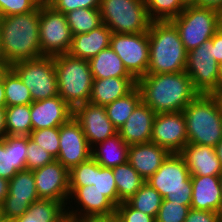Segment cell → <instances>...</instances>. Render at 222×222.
Segmentation results:
<instances>
[{
  "mask_svg": "<svg viewBox=\"0 0 222 222\" xmlns=\"http://www.w3.org/2000/svg\"><path fill=\"white\" fill-rule=\"evenodd\" d=\"M141 101V92L136 86L126 96L105 106L107 116L117 130L121 129Z\"/></svg>",
  "mask_w": 222,
  "mask_h": 222,
  "instance_id": "4dcf8cb0",
  "label": "cell"
},
{
  "mask_svg": "<svg viewBox=\"0 0 222 222\" xmlns=\"http://www.w3.org/2000/svg\"><path fill=\"white\" fill-rule=\"evenodd\" d=\"M112 171L118 192V205L130 199L146 182L128 162L113 167Z\"/></svg>",
  "mask_w": 222,
  "mask_h": 222,
  "instance_id": "f546056e",
  "label": "cell"
},
{
  "mask_svg": "<svg viewBox=\"0 0 222 222\" xmlns=\"http://www.w3.org/2000/svg\"><path fill=\"white\" fill-rule=\"evenodd\" d=\"M9 66L6 63H0V80L2 79L3 74L7 71Z\"/></svg>",
  "mask_w": 222,
  "mask_h": 222,
  "instance_id": "db71d44e",
  "label": "cell"
},
{
  "mask_svg": "<svg viewBox=\"0 0 222 222\" xmlns=\"http://www.w3.org/2000/svg\"><path fill=\"white\" fill-rule=\"evenodd\" d=\"M115 218L119 222H155V218L133 208L127 201L116 207Z\"/></svg>",
  "mask_w": 222,
  "mask_h": 222,
  "instance_id": "7bdbcfd3",
  "label": "cell"
},
{
  "mask_svg": "<svg viewBox=\"0 0 222 222\" xmlns=\"http://www.w3.org/2000/svg\"><path fill=\"white\" fill-rule=\"evenodd\" d=\"M155 116L156 113L141 101L118 130L120 137L128 145L150 142Z\"/></svg>",
  "mask_w": 222,
  "mask_h": 222,
  "instance_id": "603a6c76",
  "label": "cell"
},
{
  "mask_svg": "<svg viewBox=\"0 0 222 222\" xmlns=\"http://www.w3.org/2000/svg\"><path fill=\"white\" fill-rule=\"evenodd\" d=\"M220 184H221V190H222V174L220 175Z\"/></svg>",
  "mask_w": 222,
  "mask_h": 222,
  "instance_id": "94428289",
  "label": "cell"
},
{
  "mask_svg": "<svg viewBox=\"0 0 222 222\" xmlns=\"http://www.w3.org/2000/svg\"><path fill=\"white\" fill-rule=\"evenodd\" d=\"M10 68L28 87L33 101L44 100L58 95L54 57L42 56L14 63Z\"/></svg>",
  "mask_w": 222,
  "mask_h": 222,
  "instance_id": "30bf717a",
  "label": "cell"
},
{
  "mask_svg": "<svg viewBox=\"0 0 222 222\" xmlns=\"http://www.w3.org/2000/svg\"><path fill=\"white\" fill-rule=\"evenodd\" d=\"M129 145L119 133L92 147V158L102 167L113 168L124 164L128 159Z\"/></svg>",
  "mask_w": 222,
  "mask_h": 222,
  "instance_id": "4316f807",
  "label": "cell"
},
{
  "mask_svg": "<svg viewBox=\"0 0 222 222\" xmlns=\"http://www.w3.org/2000/svg\"><path fill=\"white\" fill-rule=\"evenodd\" d=\"M56 160L28 136L26 170H35Z\"/></svg>",
  "mask_w": 222,
  "mask_h": 222,
  "instance_id": "60d3db41",
  "label": "cell"
},
{
  "mask_svg": "<svg viewBox=\"0 0 222 222\" xmlns=\"http://www.w3.org/2000/svg\"><path fill=\"white\" fill-rule=\"evenodd\" d=\"M185 71L198 94L220 95L219 63L214 59L212 38L187 52Z\"/></svg>",
  "mask_w": 222,
  "mask_h": 222,
  "instance_id": "8fae6325",
  "label": "cell"
},
{
  "mask_svg": "<svg viewBox=\"0 0 222 222\" xmlns=\"http://www.w3.org/2000/svg\"><path fill=\"white\" fill-rule=\"evenodd\" d=\"M28 136L6 135L0 139V177L12 179L26 170Z\"/></svg>",
  "mask_w": 222,
  "mask_h": 222,
  "instance_id": "ffe728a7",
  "label": "cell"
},
{
  "mask_svg": "<svg viewBox=\"0 0 222 222\" xmlns=\"http://www.w3.org/2000/svg\"><path fill=\"white\" fill-rule=\"evenodd\" d=\"M171 153L159 145L148 142L129 145L127 162L147 181Z\"/></svg>",
  "mask_w": 222,
  "mask_h": 222,
  "instance_id": "44dd1931",
  "label": "cell"
},
{
  "mask_svg": "<svg viewBox=\"0 0 222 222\" xmlns=\"http://www.w3.org/2000/svg\"><path fill=\"white\" fill-rule=\"evenodd\" d=\"M185 222H220L219 213L190 209Z\"/></svg>",
  "mask_w": 222,
  "mask_h": 222,
  "instance_id": "f6af8a7d",
  "label": "cell"
},
{
  "mask_svg": "<svg viewBox=\"0 0 222 222\" xmlns=\"http://www.w3.org/2000/svg\"><path fill=\"white\" fill-rule=\"evenodd\" d=\"M5 87L3 79L0 80V108H6Z\"/></svg>",
  "mask_w": 222,
  "mask_h": 222,
  "instance_id": "f907efd6",
  "label": "cell"
},
{
  "mask_svg": "<svg viewBox=\"0 0 222 222\" xmlns=\"http://www.w3.org/2000/svg\"><path fill=\"white\" fill-rule=\"evenodd\" d=\"M111 35L112 31L104 23L88 33L73 35L68 54L90 60L100 51L110 47Z\"/></svg>",
  "mask_w": 222,
  "mask_h": 222,
  "instance_id": "d4e9b609",
  "label": "cell"
},
{
  "mask_svg": "<svg viewBox=\"0 0 222 222\" xmlns=\"http://www.w3.org/2000/svg\"><path fill=\"white\" fill-rule=\"evenodd\" d=\"M191 209L220 212L222 190L220 176H191Z\"/></svg>",
  "mask_w": 222,
  "mask_h": 222,
  "instance_id": "cb8c5ba5",
  "label": "cell"
},
{
  "mask_svg": "<svg viewBox=\"0 0 222 222\" xmlns=\"http://www.w3.org/2000/svg\"><path fill=\"white\" fill-rule=\"evenodd\" d=\"M73 117L80 123L91 148L118 133L107 116L105 106L87 102L73 110Z\"/></svg>",
  "mask_w": 222,
  "mask_h": 222,
  "instance_id": "ac0fdd59",
  "label": "cell"
},
{
  "mask_svg": "<svg viewBox=\"0 0 222 222\" xmlns=\"http://www.w3.org/2000/svg\"><path fill=\"white\" fill-rule=\"evenodd\" d=\"M170 21L177 28L188 52L214 36L222 26V14L213 9L186 5L185 9Z\"/></svg>",
  "mask_w": 222,
  "mask_h": 222,
  "instance_id": "52a82bcc",
  "label": "cell"
},
{
  "mask_svg": "<svg viewBox=\"0 0 222 222\" xmlns=\"http://www.w3.org/2000/svg\"><path fill=\"white\" fill-rule=\"evenodd\" d=\"M32 131L59 128L73 117V109L59 96L30 104Z\"/></svg>",
  "mask_w": 222,
  "mask_h": 222,
  "instance_id": "d6986e66",
  "label": "cell"
},
{
  "mask_svg": "<svg viewBox=\"0 0 222 222\" xmlns=\"http://www.w3.org/2000/svg\"><path fill=\"white\" fill-rule=\"evenodd\" d=\"M93 184L116 207L118 206V192L112 168L102 167L96 162V173Z\"/></svg>",
  "mask_w": 222,
  "mask_h": 222,
  "instance_id": "8d00e7d4",
  "label": "cell"
},
{
  "mask_svg": "<svg viewBox=\"0 0 222 222\" xmlns=\"http://www.w3.org/2000/svg\"><path fill=\"white\" fill-rule=\"evenodd\" d=\"M194 5L213 9L222 14V0H198Z\"/></svg>",
  "mask_w": 222,
  "mask_h": 222,
  "instance_id": "7dc6e473",
  "label": "cell"
},
{
  "mask_svg": "<svg viewBox=\"0 0 222 222\" xmlns=\"http://www.w3.org/2000/svg\"><path fill=\"white\" fill-rule=\"evenodd\" d=\"M2 211H1V207H0V219L2 218Z\"/></svg>",
  "mask_w": 222,
  "mask_h": 222,
  "instance_id": "6125c7cd",
  "label": "cell"
},
{
  "mask_svg": "<svg viewBox=\"0 0 222 222\" xmlns=\"http://www.w3.org/2000/svg\"><path fill=\"white\" fill-rule=\"evenodd\" d=\"M219 218H220V222H222V208H221V210L219 212Z\"/></svg>",
  "mask_w": 222,
  "mask_h": 222,
  "instance_id": "91938a15",
  "label": "cell"
},
{
  "mask_svg": "<svg viewBox=\"0 0 222 222\" xmlns=\"http://www.w3.org/2000/svg\"><path fill=\"white\" fill-rule=\"evenodd\" d=\"M163 199L156 189L148 182H145L127 202L136 210L156 218Z\"/></svg>",
  "mask_w": 222,
  "mask_h": 222,
  "instance_id": "e575fe53",
  "label": "cell"
},
{
  "mask_svg": "<svg viewBox=\"0 0 222 222\" xmlns=\"http://www.w3.org/2000/svg\"><path fill=\"white\" fill-rule=\"evenodd\" d=\"M149 65L147 74L185 71L187 51L175 25L170 21H152L148 30Z\"/></svg>",
  "mask_w": 222,
  "mask_h": 222,
  "instance_id": "3957f363",
  "label": "cell"
},
{
  "mask_svg": "<svg viewBox=\"0 0 222 222\" xmlns=\"http://www.w3.org/2000/svg\"><path fill=\"white\" fill-rule=\"evenodd\" d=\"M215 150L222 165V140L216 145Z\"/></svg>",
  "mask_w": 222,
  "mask_h": 222,
  "instance_id": "f5cc1de1",
  "label": "cell"
},
{
  "mask_svg": "<svg viewBox=\"0 0 222 222\" xmlns=\"http://www.w3.org/2000/svg\"><path fill=\"white\" fill-rule=\"evenodd\" d=\"M152 21H167L177 17L186 7L182 0H145Z\"/></svg>",
  "mask_w": 222,
  "mask_h": 222,
  "instance_id": "d590c367",
  "label": "cell"
},
{
  "mask_svg": "<svg viewBox=\"0 0 222 222\" xmlns=\"http://www.w3.org/2000/svg\"><path fill=\"white\" fill-rule=\"evenodd\" d=\"M5 121V108H0V139L6 136Z\"/></svg>",
  "mask_w": 222,
  "mask_h": 222,
  "instance_id": "681fc988",
  "label": "cell"
},
{
  "mask_svg": "<svg viewBox=\"0 0 222 222\" xmlns=\"http://www.w3.org/2000/svg\"><path fill=\"white\" fill-rule=\"evenodd\" d=\"M188 144L216 147L222 140V98L198 94L184 109Z\"/></svg>",
  "mask_w": 222,
  "mask_h": 222,
  "instance_id": "277c9868",
  "label": "cell"
},
{
  "mask_svg": "<svg viewBox=\"0 0 222 222\" xmlns=\"http://www.w3.org/2000/svg\"><path fill=\"white\" fill-rule=\"evenodd\" d=\"M9 181L0 177V205L8 195Z\"/></svg>",
  "mask_w": 222,
  "mask_h": 222,
  "instance_id": "c3c4849f",
  "label": "cell"
},
{
  "mask_svg": "<svg viewBox=\"0 0 222 222\" xmlns=\"http://www.w3.org/2000/svg\"><path fill=\"white\" fill-rule=\"evenodd\" d=\"M6 135L29 136L32 132L30 104L5 108Z\"/></svg>",
  "mask_w": 222,
  "mask_h": 222,
  "instance_id": "1f68e13d",
  "label": "cell"
},
{
  "mask_svg": "<svg viewBox=\"0 0 222 222\" xmlns=\"http://www.w3.org/2000/svg\"><path fill=\"white\" fill-rule=\"evenodd\" d=\"M185 5H194L198 0H182Z\"/></svg>",
  "mask_w": 222,
  "mask_h": 222,
  "instance_id": "9f6ffc18",
  "label": "cell"
},
{
  "mask_svg": "<svg viewBox=\"0 0 222 222\" xmlns=\"http://www.w3.org/2000/svg\"><path fill=\"white\" fill-rule=\"evenodd\" d=\"M0 63H4V61H3V56H2V53H1V50H0Z\"/></svg>",
  "mask_w": 222,
  "mask_h": 222,
  "instance_id": "680465c9",
  "label": "cell"
},
{
  "mask_svg": "<svg viewBox=\"0 0 222 222\" xmlns=\"http://www.w3.org/2000/svg\"><path fill=\"white\" fill-rule=\"evenodd\" d=\"M39 36L42 56L68 54L73 35L66 14L46 0L39 5Z\"/></svg>",
  "mask_w": 222,
  "mask_h": 222,
  "instance_id": "9c48e42d",
  "label": "cell"
},
{
  "mask_svg": "<svg viewBox=\"0 0 222 222\" xmlns=\"http://www.w3.org/2000/svg\"><path fill=\"white\" fill-rule=\"evenodd\" d=\"M142 101L156 114L179 112L198 95L186 71L146 74L137 80Z\"/></svg>",
  "mask_w": 222,
  "mask_h": 222,
  "instance_id": "6da1fadb",
  "label": "cell"
},
{
  "mask_svg": "<svg viewBox=\"0 0 222 222\" xmlns=\"http://www.w3.org/2000/svg\"><path fill=\"white\" fill-rule=\"evenodd\" d=\"M146 182L156 189L164 200L191 206V175L179 153L170 154Z\"/></svg>",
  "mask_w": 222,
  "mask_h": 222,
  "instance_id": "8992f818",
  "label": "cell"
},
{
  "mask_svg": "<svg viewBox=\"0 0 222 222\" xmlns=\"http://www.w3.org/2000/svg\"><path fill=\"white\" fill-rule=\"evenodd\" d=\"M0 222H11V220H8L6 217H2Z\"/></svg>",
  "mask_w": 222,
  "mask_h": 222,
  "instance_id": "6f0895ef",
  "label": "cell"
},
{
  "mask_svg": "<svg viewBox=\"0 0 222 222\" xmlns=\"http://www.w3.org/2000/svg\"><path fill=\"white\" fill-rule=\"evenodd\" d=\"M214 59L220 64L222 62V26L212 37Z\"/></svg>",
  "mask_w": 222,
  "mask_h": 222,
  "instance_id": "bcb514c9",
  "label": "cell"
},
{
  "mask_svg": "<svg viewBox=\"0 0 222 222\" xmlns=\"http://www.w3.org/2000/svg\"><path fill=\"white\" fill-rule=\"evenodd\" d=\"M58 84V95L74 110L89 102L93 76L89 60L69 54L53 56Z\"/></svg>",
  "mask_w": 222,
  "mask_h": 222,
  "instance_id": "5b68a950",
  "label": "cell"
},
{
  "mask_svg": "<svg viewBox=\"0 0 222 222\" xmlns=\"http://www.w3.org/2000/svg\"><path fill=\"white\" fill-rule=\"evenodd\" d=\"M59 141L60 149L56 160L68 170L92 157V148L74 117L59 127Z\"/></svg>",
  "mask_w": 222,
  "mask_h": 222,
  "instance_id": "9a60e30c",
  "label": "cell"
},
{
  "mask_svg": "<svg viewBox=\"0 0 222 222\" xmlns=\"http://www.w3.org/2000/svg\"><path fill=\"white\" fill-rule=\"evenodd\" d=\"M190 206L169 200L162 201L155 222H185Z\"/></svg>",
  "mask_w": 222,
  "mask_h": 222,
  "instance_id": "ab89813d",
  "label": "cell"
},
{
  "mask_svg": "<svg viewBox=\"0 0 222 222\" xmlns=\"http://www.w3.org/2000/svg\"><path fill=\"white\" fill-rule=\"evenodd\" d=\"M80 222H119V221L115 217H113V218L86 219Z\"/></svg>",
  "mask_w": 222,
  "mask_h": 222,
  "instance_id": "816d5d0a",
  "label": "cell"
},
{
  "mask_svg": "<svg viewBox=\"0 0 222 222\" xmlns=\"http://www.w3.org/2000/svg\"><path fill=\"white\" fill-rule=\"evenodd\" d=\"M29 138L57 159L60 149L59 128L34 130Z\"/></svg>",
  "mask_w": 222,
  "mask_h": 222,
  "instance_id": "f35d334b",
  "label": "cell"
},
{
  "mask_svg": "<svg viewBox=\"0 0 222 222\" xmlns=\"http://www.w3.org/2000/svg\"><path fill=\"white\" fill-rule=\"evenodd\" d=\"M57 11L64 14L79 8H100L101 0H46Z\"/></svg>",
  "mask_w": 222,
  "mask_h": 222,
  "instance_id": "ee69618b",
  "label": "cell"
},
{
  "mask_svg": "<svg viewBox=\"0 0 222 222\" xmlns=\"http://www.w3.org/2000/svg\"><path fill=\"white\" fill-rule=\"evenodd\" d=\"M93 79L133 77L115 51L108 47L89 60Z\"/></svg>",
  "mask_w": 222,
  "mask_h": 222,
  "instance_id": "f1b7e54d",
  "label": "cell"
},
{
  "mask_svg": "<svg viewBox=\"0 0 222 222\" xmlns=\"http://www.w3.org/2000/svg\"><path fill=\"white\" fill-rule=\"evenodd\" d=\"M110 47L120 57L127 71L136 80L147 74L149 65L148 32L112 33Z\"/></svg>",
  "mask_w": 222,
  "mask_h": 222,
  "instance_id": "4fadbf2b",
  "label": "cell"
},
{
  "mask_svg": "<svg viewBox=\"0 0 222 222\" xmlns=\"http://www.w3.org/2000/svg\"><path fill=\"white\" fill-rule=\"evenodd\" d=\"M39 199H51L67 206L70 197L69 170L59 161L32 171Z\"/></svg>",
  "mask_w": 222,
  "mask_h": 222,
  "instance_id": "e0dca14e",
  "label": "cell"
},
{
  "mask_svg": "<svg viewBox=\"0 0 222 222\" xmlns=\"http://www.w3.org/2000/svg\"><path fill=\"white\" fill-rule=\"evenodd\" d=\"M191 176H220L222 165L214 147L187 144L179 153Z\"/></svg>",
  "mask_w": 222,
  "mask_h": 222,
  "instance_id": "7402d4cb",
  "label": "cell"
},
{
  "mask_svg": "<svg viewBox=\"0 0 222 222\" xmlns=\"http://www.w3.org/2000/svg\"><path fill=\"white\" fill-rule=\"evenodd\" d=\"M102 22L112 33L148 32L150 19L145 0H101Z\"/></svg>",
  "mask_w": 222,
  "mask_h": 222,
  "instance_id": "ba28073f",
  "label": "cell"
},
{
  "mask_svg": "<svg viewBox=\"0 0 222 222\" xmlns=\"http://www.w3.org/2000/svg\"><path fill=\"white\" fill-rule=\"evenodd\" d=\"M72 35L88 33L103 24L99 8H79L66 13Z\"/></svg>",
  "mask_w": 222,
  "mask_h": 222,
  "instance_id": "d6a6232c",
  "label": "cell"
},
{
  "mask_svg": "<svg viewBox=\"0 0 222 222\" xmlns=\"http://www.w3.org/2000/svg\"><path fill=\"white\" fill-rule=\"evenodd\" d=\"M69 188L70 197L66 206L68 220L80 222L86 219L115 217L116 206L102 192L95 188L94 184Z\"/></svg>",
  "mask_w": 222,
  "mask_h": 222,
  "instance_id": "7c38bea8",
  "label": "cell"
},
{
  "mask_svg": "<svg viewBox=\"0 0 222 222\" xmlns=\"http://www.w3.org/2000/svg\"><path fill=\"white\" fill-rule=\"evenodd\" d=\"M2 79L5 87L6 107L27 105L33 102L30 90L10 67L3 74Z\"/></svg>",
  "mask_w": 222,
  "mask_h": 222,
  "instance_id": "836d02e7",
  "label": "cell"
},
{
  "mask_svg": "<svg viewBox=\"0 0 222 222\" xmlns=\"http://www.w3.org/2000/svg\"><path fill=\"white\" fill-rule=\"evenodd\" d=\"M136 86L137 80L134 77L93 79L89 102L100 106H106L116 99L126 96Z\"/></svg>",
  "mask_w": 222,
  "mask_h": 222,
  "instance_id": "484cf974",
  "label": "cell"
},
{
  "mask_svg": "<svg viewBox=\"0 0 222 222\" xmlns=\"http://www.w3.org/2000/svg\"><path fill=\"white\" fill-rule=\"evenodd\" d=\"M66 206L51 199H39L28 211L11 222H67Z\"/></svg>",
  "mask_w": 222,
  "mask_h": 222,
  "instance_id": "83f0119b",
  "label": "cell"
},
{
  "mask_svg": "<svg viewBox=\"0 0 222 222\" xmlns=\"http://www.w3.org/2000/svg\"><path fill=\"white\" fill-rule=\"evenodd\" d=\"M95 173L96 161L91 157L89 160L69 170V187L93 185Z\"/></svg>",
  "mask_w": 222,
  "mask_h": 222,
  "instance_id": "74e56055",
  "label": "cell"
},
{
  "mask_svg": "<svg viewBox=\"0 0 222 222\" xmlns=\"http://www.w3.org/2000/svg\"><path fill=\"white\" fill-rule=\"evenodd\" d=\"M43 0H0V17L34 11Z\"/></svg>",
  "mask_w": 222,
  "mask_h": 222,
  "instance_id": "b9f144b4",
  "label": "cell"
},
{
  "mask_svg": "<svg viewBox=\"0 0 222 222\" xmlns=\"http://www.w3.org/2000/svg\"><path fill=\"white\" fill-rule=\"evenodd\" d=\"M0 50L9 67L16 62L42 57L39 6L27 13L0 17Z\"/></svg>",
  "mask_w": 222,
  "mask_h": 222,
  "instance_id": "7a4b0ae2",
  "label": "cell"
},
{
  "mask_svg": "<svg viewBox=\"0 0 222 222\" xmlns=\"http://www.w3.org/2000/svg\"><path fill=\"white\" fill-rule=\"evenodd\" d=\"M150 142L167 149L171 154L180 153L188 144L183 112L156 114Z\"/></svg>",
  "mask_w": 222,
  "mask_h": 222,
  "instance_id": "2e32d148",
  "label": "cell"
},
{
  "mask_svg": "<svg viewBox=\"0 0 222 222\" xmlns=\"http://www.w3.org/2000/svg\"><path fill=\"white\" fill-rule=\"evenodd\" d=\"M219 75H220V94L222 92V62L219 64Z\"/></svg>",
  "mask_w": 222,
  "mask_h": 222,
  "instance_id": "11a10c76",
  "label": "cell"
},
{
  "mask_svg": "<svg viewBox=\"0 0 222 222\" xmlns=\"http://www.w3.org/2000/svg\"><path fill=\"white\" fill-rule=\"evenodd\" d=\"M39 200L31 170L19 171L9 180L8 195L1 203L2 216L14 220L24 215L31 204Z\"/></svg>",
  "mask_w": 222,
  "mask_h": 222,
  "instance_id": "5bb4252c",
  "label": "cell"
}]
</instances>
